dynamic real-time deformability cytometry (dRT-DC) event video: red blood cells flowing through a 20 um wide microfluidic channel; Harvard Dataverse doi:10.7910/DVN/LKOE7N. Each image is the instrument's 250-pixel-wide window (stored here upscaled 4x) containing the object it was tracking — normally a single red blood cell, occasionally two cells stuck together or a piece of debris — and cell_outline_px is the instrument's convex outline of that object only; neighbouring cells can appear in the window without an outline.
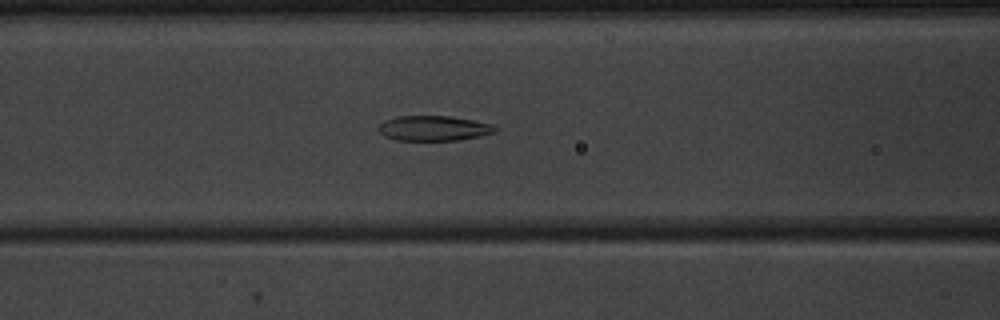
{"species": "common noctule bat (a hibernating species)", "species_latin": "Nyctalus noctula", "temperature_condition": "warm", "stored_images_in_passage": 45, "camera_frame_rate_fps": 3000, "um_per_image_px": 0.085, "animal": {"sex": "male", "body_mass_g": 20.1, "forearm_length_mm": 53.5}, "frame": {"image": 1, "passage_image": 16, "time_ms": 5.0, "image_size_px": [1000, 320], "cell_outline_px": [[496, 132], [480, 136], [460, 140], [396, 140], [384, 136], [376, 128], [384, 120], [396, 116], [448, 116], [472, 120], [492, 124], [496, 128]], "centroid_in_image_um": [36.83, 10.9], "position_along_channel_um": 129.8, "area_um2": 17.05}}
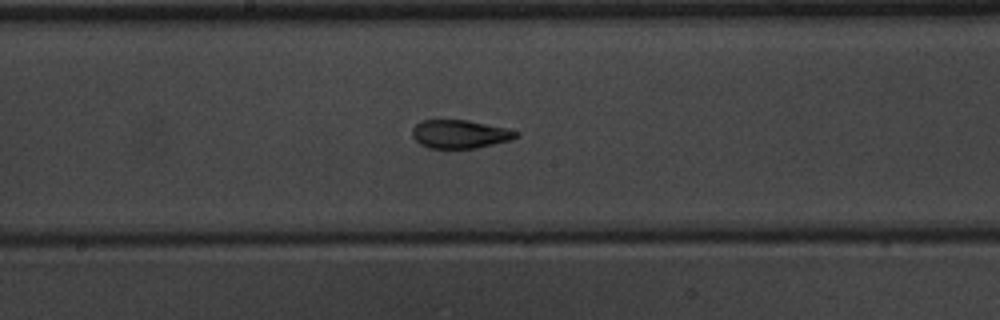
{"frame": {"image": 2, "passage_image": 22, "time_ms": 7.0, "image_size_px": [1000, 320], "cell_outline_px": [[520, 136], [512, 140], [476, 148], [428, 148], [420, 144], [412, 136], [412, 128], [420, 120], [468, 120], [504, 128], [520, 132]], "centroid_in_image_um": [39.09, 11.4], "position_along_channel_um": 209.1, "area_um2": 17.22}}
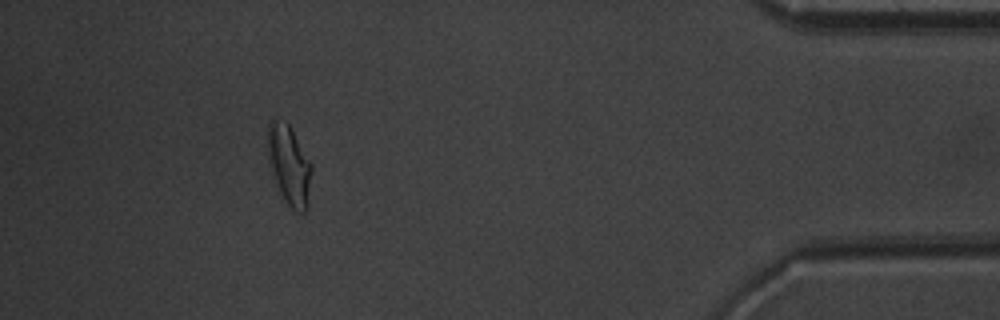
{"frame": {"image": 3, "passage_image": 41, "time_ms": 13.333, "image_size_px": [1000, 320], "cell_outline_px": [[312, 172], [308, 208], [304, 212], [296, 212], [284, 200], [276, 184], [268, 164], [268, 120], [272, 116], [288, 124], [312, 164]], "centroid_in_image_um": [24.57, 14.04], "position_along_channel_um": 410.6, "area_um2": 20.58}, "authors_computed_cell_mechanics": {"area_um2": 18.3804, "velocity_mm_per_s": 3.9645, "shape_relaxation_time_tau1_ms": 9.0639, "shape_relaxation_time_tau2_ms": 1.7033, "deformation_change_tau1": 0.2408, "deformation_change_tau2": 0.0974}}